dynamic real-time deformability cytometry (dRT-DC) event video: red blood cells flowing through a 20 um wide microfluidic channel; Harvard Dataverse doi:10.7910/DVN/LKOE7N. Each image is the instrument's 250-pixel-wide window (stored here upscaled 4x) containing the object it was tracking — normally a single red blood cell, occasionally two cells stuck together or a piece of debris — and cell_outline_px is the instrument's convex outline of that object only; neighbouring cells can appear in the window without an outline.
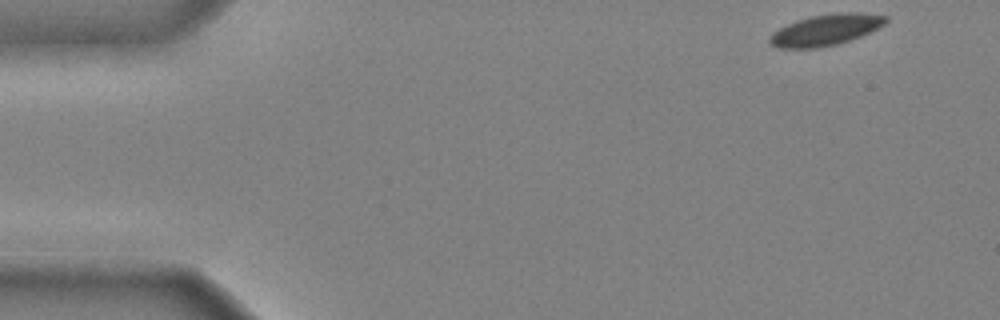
{"species": "common noctule bat (a hibernating species)", "species_latin": "Nyctalus noctula", "temperature_condition": "cold", "stored_images_in_passage": 41, "camera_frame_rate_fps": 3000, "um_per_image_px": 0.085, "animal": {"sex": "male", "body_mass_g": 20.4}, "frame": {"image": 1, "passage_image": 1, "time_ms": 0.0, "image_size_px": [1000, 320], "cell_outline_px": [[888, 20], [884, 24], [860, 36], [836, 44], [820, 48], [776, 48], [768, 44], [768, 36], [772, 32], [796, 20], [812, 16], [836, 12], [856, 12], [888, 16]], "centroid_in_image_um": [70.12, 2.54], "position_along_channel_um": 14.9, "area_um2": 21.04}}
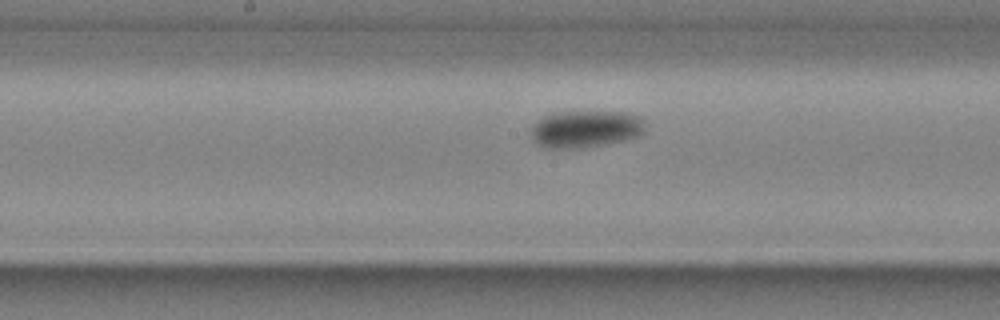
{"frame": {"image": 2, "passage_image": 23, "time_ms": 7.333, "image_size_px": [1000, 320], "cell_outline_px": [[644, 132], [640, 136], [628, 140], [576, 148], [544, 148], [536, 144], [532, 140], [532, 124], [536, 120], [544, 116], [556, 112], [624, 112], [644, 116]], "centroid_in_image_um": [49.79, 10.96], "position_along_channel_um": 198.4, "area_um2": 24.97}}
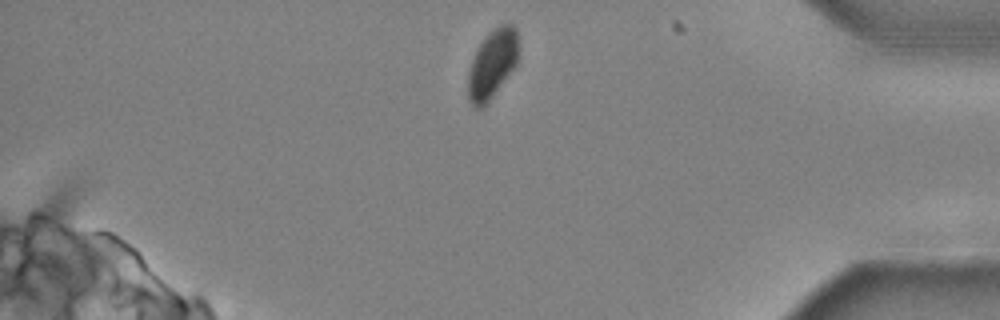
{"frame": {"image": 3, "passage_image": 40, "time_ms": 13.0, "image_size_px": [1000, 320], "cell_outline_px": [[516, 64], [492, 96], [480, 108], [476, 108], [468, 100], [468, 72], [472, 60], [484, 36], [488, 32], [500, 24], [512, 24], [516, 28]], "centroid_in_image_um": [41.8, 5.41], "position_along_channel_um": 393.4, "area_um2": 19.54}, "authors_computed_cell_mechanics": {"area_um2": 23.2934, "velocity_mm_per_s": 3.9114, "shape_relaxation_time_tau1_ms": 4.8811, "shape_relaxation_time_tau2_ms": null, "deformation_change_tau1": 0.1001, "deformation_change_tau2": null}}